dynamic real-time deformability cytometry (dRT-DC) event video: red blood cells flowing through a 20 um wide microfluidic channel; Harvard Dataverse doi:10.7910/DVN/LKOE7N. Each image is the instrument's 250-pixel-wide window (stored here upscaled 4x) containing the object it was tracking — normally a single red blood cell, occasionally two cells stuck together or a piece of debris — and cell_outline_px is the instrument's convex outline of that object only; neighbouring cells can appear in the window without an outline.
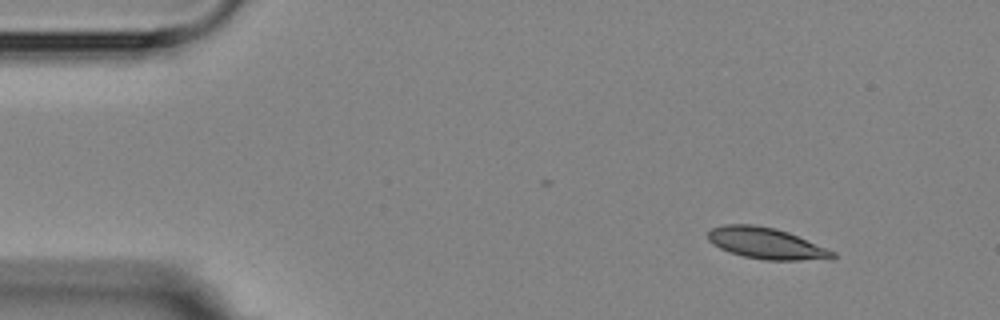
{"species": "Egyptian fruit bat (a non-hibernating species)", "species_latin": "Rousettus aegyptiacus", "temperature_condition": "room temperature", "stored_images_in_passage": 4, "camera_frame_rate_fps": 3000, "um_per_image_px": 0.085, "animal": {"sex": "female"}, "frame": {"image": 1, "passage_image": 1, "time_ms": 0.0, "image_size_px": [1000, 320], "cell_outline_px": [[836, 256], [832, 260], [764, 260], [744, 256], [720, 248], [712, 244], [708, 240], [708, 232], [712, 228], [724, 224], [752, 224], [776, 228], [788, 232], [836, 252]], "centroid_in_image_um": [65.16, 20.69], "position_along_channel_um": 19.8, "area_um2": 22.77}}